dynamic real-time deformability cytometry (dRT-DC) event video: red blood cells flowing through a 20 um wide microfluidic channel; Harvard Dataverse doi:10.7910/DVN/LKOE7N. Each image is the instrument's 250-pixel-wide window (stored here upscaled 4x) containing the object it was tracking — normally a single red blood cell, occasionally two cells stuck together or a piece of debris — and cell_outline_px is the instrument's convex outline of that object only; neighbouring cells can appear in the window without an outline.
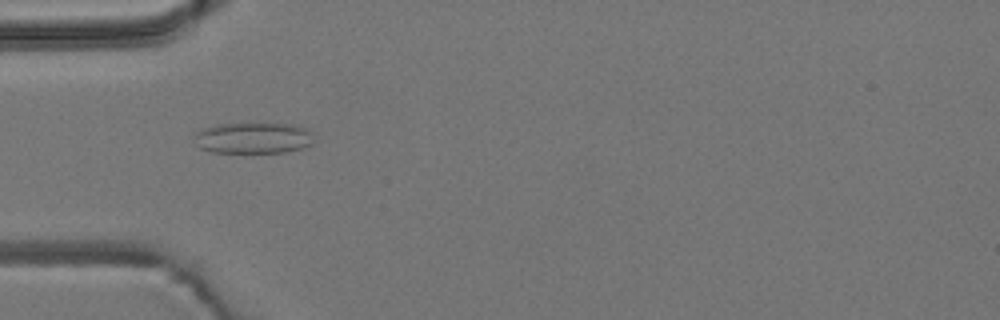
{"species": "common noctule bat (a hibernating species)", "species_latin": "Nyctalus noctula", "temperature_condition": "room temperature", "stored_images_in_passage": 43, "camera_frame_rate_fps": 3000, "um_per_image_px": 0.085, "animal": {"sex": "male", "body_mass_g": 19.2, "forearm_length_mm": 51.8}, "frame": {"image": 1, "passage_image": 6, "time_ms": 1.667, "image_size_px": [1000, 320], "cell_outline_px": [[312, 144], [300, 148], [284, 152], [212, 152], [200, 148], [192, 136], [196, 132], [204, 128], [216, 124], [292, 124], [308, 128]], "centroid_in_image_um": [21.47, 11.72], "position_along_channel_um": 63.5, "area_um2": 21.39}}
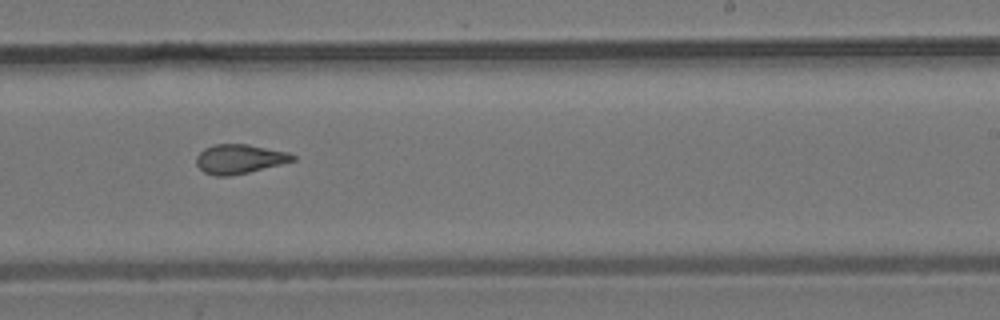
{"frame": {"image": 2, "passage_image": 22, "time_ms": 7.0, "image_size_px": [1000, 320], "cell_outline_px": [[296, 160], [248, 172], [228, 176], [216, 176], [204, 172], [196, 164], [196, 156], [204, 148], [212, 144], [248, 144], [288, 152], [296, 156]], "centroid_in_image_um": [20.33, 13.5], "position_along_channel_um": 268.7, "area_um2": 16.42}}
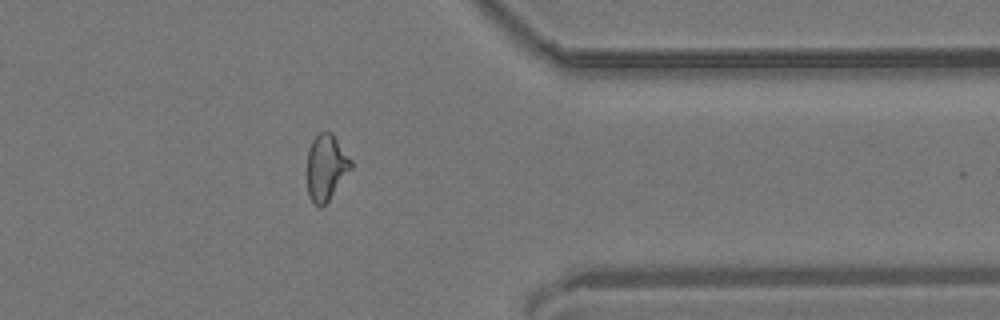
{"frame": {"image": 3, "passage_image": 32, "time_ms": 10.333, "image_size_px": [1000, 320], "cell_outline_px": [[352, 168], [328, 200], [320, 208], [312, 200], [308, 192], [308, 152], [312, 140], [324, 128], [328, 128], [332, 132], [352, 160]], "centroid_in_image_um": [27.74, 14.15], "position_along_channel_um": 383.7, "area_um2": 16.76}, "authors_computed_cell_mechanics": {"area_um2": 16.8776, "velocity_mm_per_s": 3.8489, "shape_relaxation_time_tau1_ms": null, "shape_relaxation_time_tau2_ms": 1.9752, "deformation_change_tau1": null, "deformation_change_tau2": 0.0959}}